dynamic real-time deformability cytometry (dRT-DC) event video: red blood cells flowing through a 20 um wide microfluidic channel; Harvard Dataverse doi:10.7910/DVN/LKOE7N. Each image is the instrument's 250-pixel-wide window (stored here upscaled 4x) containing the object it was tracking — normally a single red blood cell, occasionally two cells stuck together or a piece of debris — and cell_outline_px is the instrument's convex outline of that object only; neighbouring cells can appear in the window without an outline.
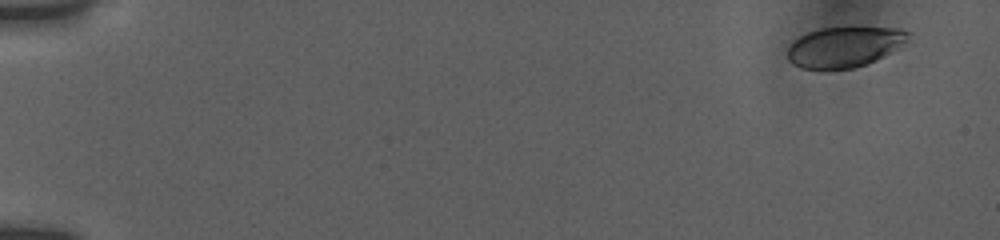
{"species": "human", "species_latin": "Homo sapiens", "temperature_condition": "room temperature", "stored_images_in_passage": 7, "camera_frame_rate_fps": 3000, "um_per_image_px": 0.085, "donor": {"sex": "female"}, "frame": {"image": 1, "passage_image": 1, "time_ms": 0.0, "image_size_px": [1000, 240], "cell_outline_px": [[908, 40], [904, 44], [892, 52], [876, 60], [852, 68], [800, 68], [792, 64], [788, 60], [788, 48], [800, 36], [808, 32], [820, 28], [848, 24], [852, 24], [900, 28], [908, 32]], "centroid_in_image_um": [71.82, 3.91], "position_along_channel_um": 13.2, "area_um2": 29.19}}
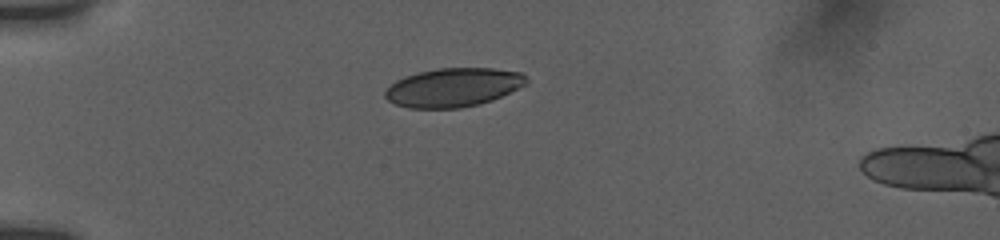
{"frame": {"image": 2, "passage_image": 5, "time_ms": 4.333, "image_size_px": [1000, 240], "cell_outline_px": [[528, 84], [492, 100], [480, 104], [460, 108], [408, 108], [396, 104], [388, 100], [384, 96], [384, 92], [396, 80], [404, 76], [436, 68], [492, 68], [520, 72], [528, 80]], "centroid_in_image_um": [38.53, 7.43], "position_along_channel_um": 46.5, "area_um2": 31.91}}
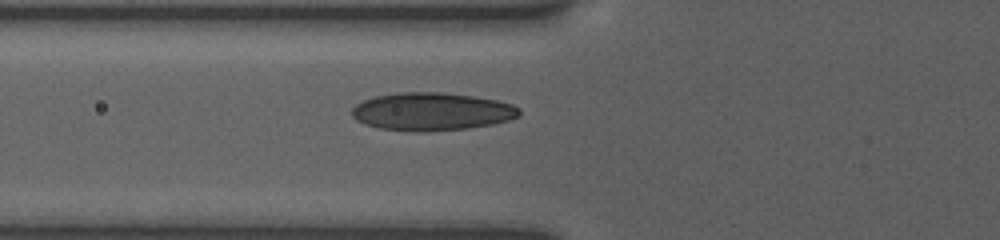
{"frame": {"image": 3, "passage_image": 7, "time_ms": 6.333, "image_size_px": [1000, 240], "cell_outline_px": [[520, 116], [508, 120], [492, 124], [468, 128], [428, 132], [416, 132], [380, 128], [356, 120], [352, 116], [352, 108], [356, 104], [364, 100], [376, 96], [400, 92], [440, 92], [476, 96], [496, 100], [512, 104], [520, 108]], "centroid_in_image_um": [36.72, 9.48], "position_along_channel_um": 89.1, "area_um2": 37.05}}